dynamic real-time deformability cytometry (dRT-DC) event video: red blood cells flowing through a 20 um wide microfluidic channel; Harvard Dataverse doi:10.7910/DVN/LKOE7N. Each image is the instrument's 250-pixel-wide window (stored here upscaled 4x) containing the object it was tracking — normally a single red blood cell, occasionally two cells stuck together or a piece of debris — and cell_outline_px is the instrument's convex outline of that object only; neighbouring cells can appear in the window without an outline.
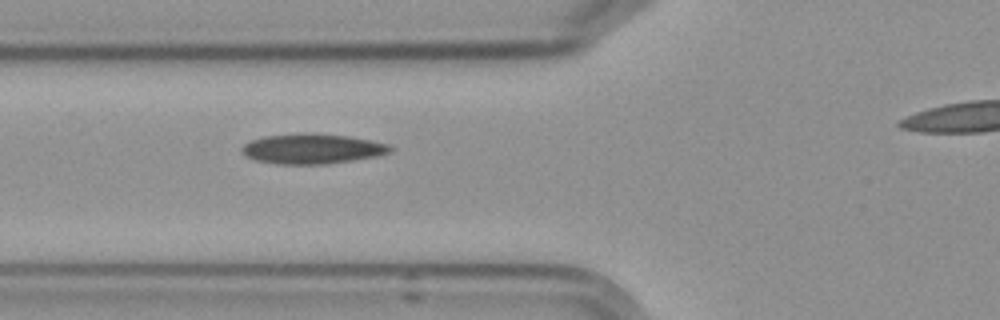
{"species": "Egyptian fruit bat (a non-hibernating species)", "species_latin": "Rousettus aegyptiacus", "temperature_condition": "cold", "stored_images_in_passage": 3, "segment_of_instrument_passage": [1, 2], "camera_frame_rate_fps": 3000, "um_per_image_px": 0.085, "frame": {"image": 1, "passage_image": 2, "time_ms": 1.0, "image_size_px": [1000, 320], "cell_outline_px": [[392, 152], [376, 156], [328, 164], [276, 164], [256, 160], [240, 152], [240, 148], [244, 144], [252, 140], [264, 136], [300, 132], [308, 132], [348, 136], [388, 144], [392, 148]], "centroid_in_image_um": [26.51, 12.64], "position_along_channel_um": 99.3, "area_um2": 26.07}}